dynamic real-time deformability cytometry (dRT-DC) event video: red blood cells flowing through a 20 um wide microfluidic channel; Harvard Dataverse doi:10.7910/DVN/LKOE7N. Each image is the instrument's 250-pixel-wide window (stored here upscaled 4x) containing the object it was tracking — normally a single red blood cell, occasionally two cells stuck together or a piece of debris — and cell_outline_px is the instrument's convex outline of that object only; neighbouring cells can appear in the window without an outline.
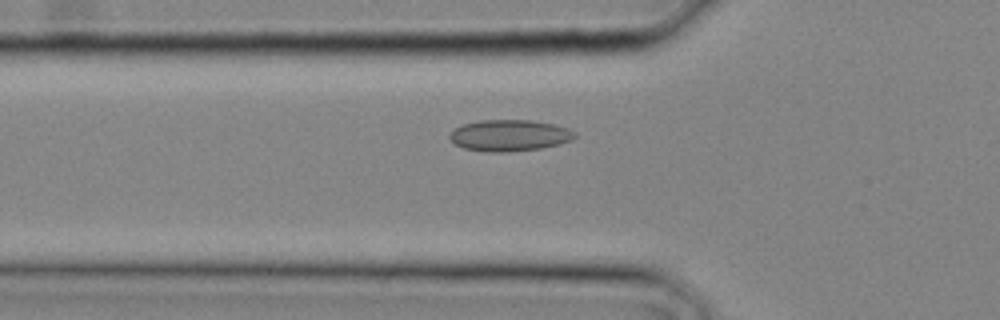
{"species": "common noctule bat (a hibernating species)", "species_latin": "Nyctalus noctula", "temperature_condition": "cold", "stored_images_in_passage": 24, "camera_frame_rate_fps": 3000, "um_per_image_px": 0.085, "animal": {"sex": "male", "body_mass_g": 20.4}, "frame": {"image": 1, "passage_image": 8, "time_ms": 2.333, "image_size_px": [1000, 320], "cell_outline_px": [[576, 136], [572, 140], [560, 144], [540, 148], [508, 152], [484, 152], [464, 148], [456, 144], [448, 136], [456, 128], [464, 124], [480, 120], [528, 120], [552, 124], [568, 128], [576, 132]], "centroid_in_image_um": [43.33, 11.52], "position_along_channel_um": 82.5, "area_um2": 22.77}}
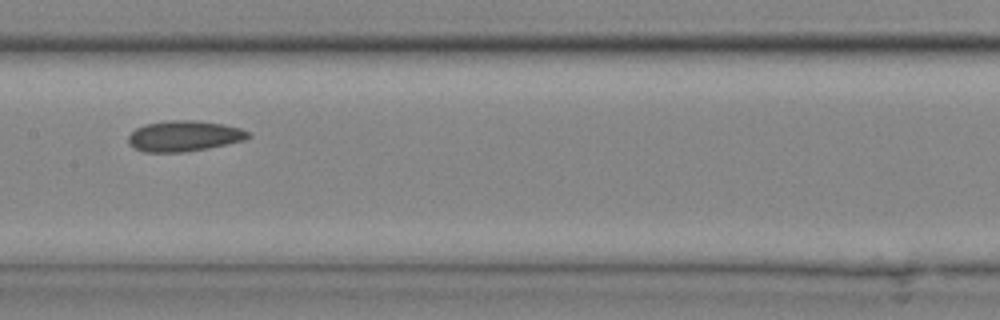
{"frame": {"image": 2, "passage_image": 13, "time_ms": 4.0, "image_size_px": [1000, 320], "cell_outline_px": [[252, 136], [244, 140], [228, 144], [188, 152], [144, 152], [128, 144], [128, 136], [136, 128], [144, 124], [172, 120], [196, 120], [220, 124], [240, 128], [248, 132]], "centroid_in_image_um": [15.64, 11.57], "position_along_channel_um": 191.8, "area_um2": 21.44}}
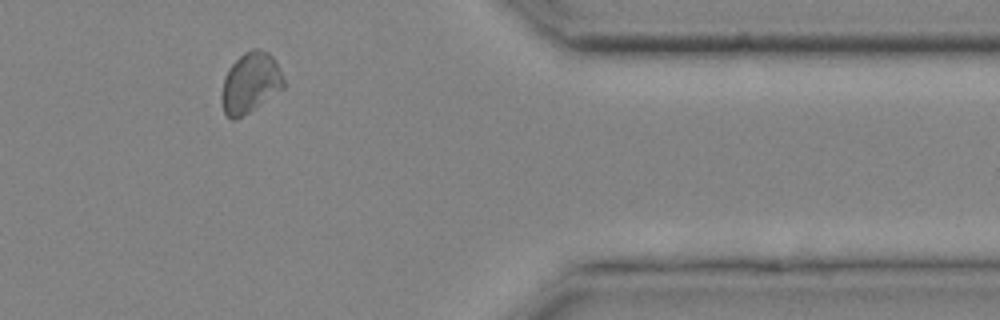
{"frame": {"image": 3, "passage_image": 23, "time_ms": 7.333, "image_size_px": [1000, 320], "cell_outline_px": [[284, 88], [236, 120], [232, 120], [224, 112], [220, 96], [224, 76], [228, 68], [244, 52], [252, 48], [260, 48], [268, 52], [276, 60], [284, 80]], "centroid_in_image_um": [21.27, 7.01], "position_along_channel_um": 390.1, "area_um2": 21.91}}